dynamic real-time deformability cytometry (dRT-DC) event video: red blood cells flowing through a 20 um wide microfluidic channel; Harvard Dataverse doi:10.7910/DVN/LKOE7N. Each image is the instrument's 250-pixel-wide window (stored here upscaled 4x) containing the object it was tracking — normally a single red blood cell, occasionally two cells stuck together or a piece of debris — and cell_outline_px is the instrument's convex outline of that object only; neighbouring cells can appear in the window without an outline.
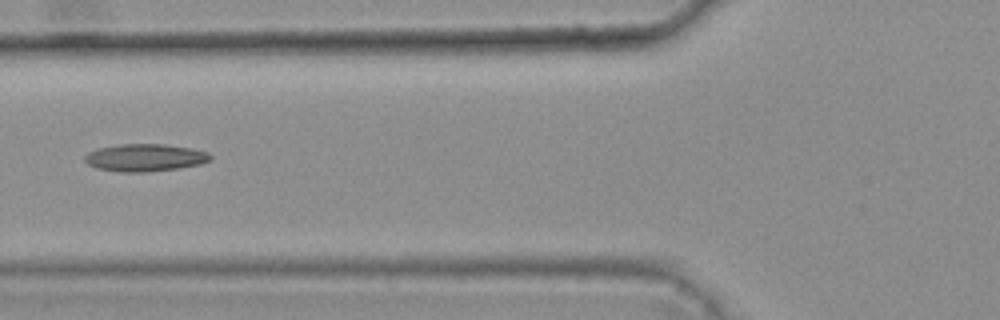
{"species": "common noctule bat (a hibernating species)", "species_latin": "Nyctalus noctula", "temperature_condition": "warm", "stored_images_in_passage": 6, "camera_frame_rate_fps": 3000, "um_per_image_px": 0.085, "animal": {"sex": "female", "body_mass_g": 25.1}, "frame": {"image": 1, "passage_image": 6, "time_ms": 1.667, "image_size_px": [1000, 320], "cell_outline_px": [[212, 160], [200, 164], [176, 168], [144, 172], [120, 172], [96, 168], [88, 164], [84, 160], [84, 156], [88, 152], [96, 148], [120, 144], [164, 144], [192, 148], [208, 152], [212, 156]], "centroid_in_image_um": [12.31, 13.39], "position_along_channel_um": 113.5, "area_um2": 20.17}}